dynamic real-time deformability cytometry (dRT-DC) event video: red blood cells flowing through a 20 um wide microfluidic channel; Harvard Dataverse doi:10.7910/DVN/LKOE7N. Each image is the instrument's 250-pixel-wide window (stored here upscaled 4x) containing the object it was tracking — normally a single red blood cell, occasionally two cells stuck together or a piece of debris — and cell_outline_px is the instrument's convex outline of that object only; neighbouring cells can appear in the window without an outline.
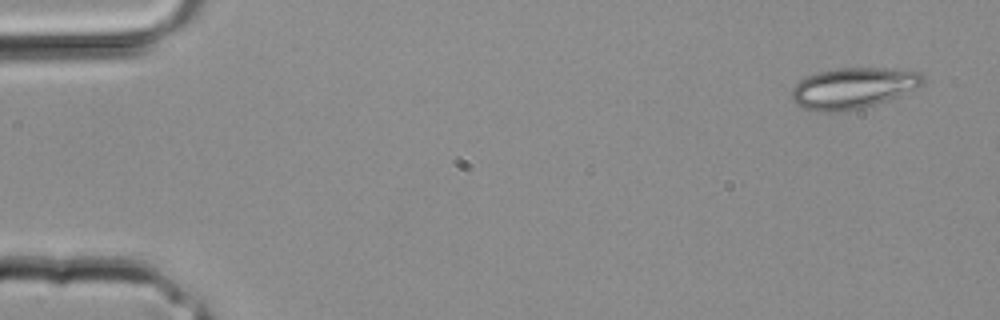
{"species": "common noctule bat (a hibernating species)", "species_latin": "Nyctalus noctula", "temperature_condition": "room temperature", "stored_images_in_passage": 4, "camera_frame_rate_fps": 3000, "um_per_image_px": 0.085, "animal": {"sex": "male", "body_mass_g": 20.4}, "frame": {"image": 1, "passage_image": 1, "time_ms": 0.0, "image_size_px": [1000, 320], "cell_outline_px": [[924, 80], [920, 84], [896, 96], [876, 104], [848, 112], [816, 112], [800, 108], [792, 100], [792, 88], [800, 80], [808, 76], [820, 72], [836, 68], [884, 68], [920, 72], [924, 76]], "centroid_in_image_um": [72.43, 7.51], "position_along_channel_um": 12.6, "area_um2": 31.1}}